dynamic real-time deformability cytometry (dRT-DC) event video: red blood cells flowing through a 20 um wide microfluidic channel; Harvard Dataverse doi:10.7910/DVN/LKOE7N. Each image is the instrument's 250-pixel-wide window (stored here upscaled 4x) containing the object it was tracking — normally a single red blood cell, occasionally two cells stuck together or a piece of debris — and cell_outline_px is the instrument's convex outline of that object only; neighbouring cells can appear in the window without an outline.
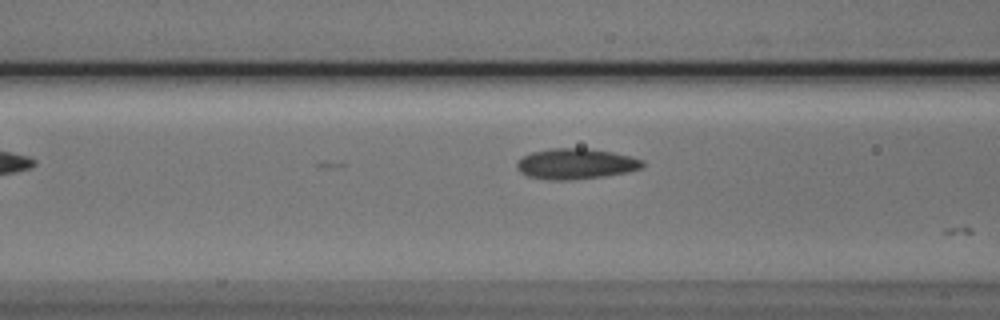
{"species": "Egyptian fruit bat (a non-hibernating species)", "species_latin": "Rousettus aegyptiacus", "temperature_condition": "cold", "stored_images_in_passage": 8, "segment_of_instrument_passage": [2, 2], "camera_frame_rate_fps": 3000, "um_per_image_px": 0.085, "animal": {"sex": "male"}, "frame": {"image": 1, "passage_image": 8, "time_ms": 8.667, "image_size_px": [1000, 320], "cell_outline_px": [[644, 168], [628, 172], [604, 176], [568, 180], [548, 180], [528, 176], [520, 172], [516, 168], [516, 164], [524, 156], [532, 152], [552, 148], [588, 148], [612, 152], [632, 156], [644, 160]], "centroid_in_image_um": [48.98, 13.92], "position_along_channel_um": 117.6, "area_um2": 22.54}}